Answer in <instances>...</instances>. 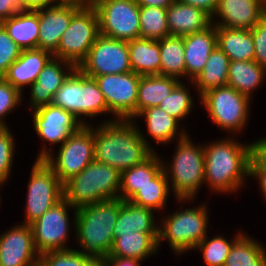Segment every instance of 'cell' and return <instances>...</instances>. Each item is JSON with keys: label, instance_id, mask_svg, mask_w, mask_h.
<instances>
[{"label": "cell", "instance_id": "obj_1", "mask_svg": "<svg viewBox=\"0 0 266 266\" xmlns=\"http://www.w3.org/2000/svg\"><path fill=\"white\" fill-rule=\"evenodd\" d=\"M135 124L113 119L94 128V160L122 172L148 159L155 149Z\"/></svg>", "mask_w": 266, "mask_h": 266}, {"label": "cell", "instance_id": "obj_2", "mask_svg": "<svg viewBox=\"0 0 266 266\" xmlns=\"http://www.w3.org/2000/svg\"><path fill=\"white\" fill-rule=\"evenodd\" d=\"M224 138L204 144L205 182L218 193L237 192L250 174V144Z\"/></svg>", "mask_w": 266, "mask_h": 266}, {"label": "cell", "instance_id": "obj_3", "mask_svg": "<svg viewBox=\"0 0 266 266\" xmlns=\"http://www.w3.org/2000/svg\"><path fill=\"white\" fill-rule=\"evenodd\" d=\"M122 199H111L74 210V226L80 251L99 261L109 255L114 242V226ZM82 250V251H81Z\"/></svg>", "mask_w": 266, "mask_h": 266}, {"label": "cell", "instance_id": "obj_4", "mask_svg": "<svg viewBox=\"0 0 266 266\" xmlns=\"http://www.w3.org/2000/svg\"><path fill=\"white\" fill-rule=\"evenodd\" d=\"M120 177L121 172L117 169L94 160L63 184L64 198L76 209L117 199Z\"/></svg>", "mask_w": 266, "mask_h": 266}, {"label": "cell", "instance_id": "obj_5", "mask_svg": "<svg viewBox=\"0 0 266 266\" xmlns=\"http://www.w3.org/2000/svg\"><path fill=\"white\" fill-rule=\"evenodd\" d=\"M177 141L172 164L162 162L163 170L167 178L171 177L168 182L169 185L172 183L170 188L172 186L176 200L188 202L197 196L200 187L205 184L204 147L201 144L194 145L188 133Z\"/></svg>", "mask_w": 266, "mask_h": 266}, {"label": "cell", "instance_id": "obj_6", "mask_svg": "<svg viewBox=\"0 0 266 266\" xmlns=\"http://www.w3.org/2000/svg\"><path fill=\"white\" fill-rule=\"evenodd\" d=\"M52 104L72 113L83 125H87L88 116L92 118L110 112L95 78L84 75L78 68L56 91ZM82 116L86 118L82 120Z\"/></svg>", "mask_w": 266, "mask_h": 266}, {"label": "cell", "instance_id": "obj_7", "mask_svg": "<svg viewBox=\"0 0 266 266\" xmlns=\"http://www.w3.org/2000/svg\"><path fill=\"white\" fill-rule=\"evenodd\" d=\"M44 145L36 160H43L64 184L94 161V127L82 125L61 144L55 157Z\"/></svg>", "mask_w": 266, "mask_h": 266}, {"label": "cell", "instance_id": "obj_8", "mask_svg": "<svg viewBox=\"0 0 266 266\" xmlns=\"http://www.w3.org/2000/svg\"><path fill=\"white\" fill-rule=\"evenodd\" d=\"M208 205L202 204L197 208L178 210L172 215L163 218L159 226L158 249L164 239L169 242L170 248L181 255L205 238L208 229Z\"/></svg>", "mask_w": 266, "mask_h": 266}, {"label": "cell", "instance_id": "obj_9", "mask_svg": "<svg viewBox=\"0 0 266 266\" xmlns=\"http://www.w3.org/2000/svg\"><path fill=\"white\" fill-rule=\"evenodd\" d=\"M199 98V102L208 111L210 120L221 129L229 133H239L246 126L251 99L234 88L229 86L212 88Z\"/></svg>", "mask_w": 266, "mask_h": 266}, {"label": "cell", "instance_id": "obj_10", "mask_svg": "<svg viewBox=\"0 0 266 266\" xmlns=\"http://www.w3.org/2000/svg\"><path fill=\"white\" fill-rule=\"evenodd\" d=\"M99 18L94 7L80 9L62 34L54 58L70 62L76 68L86 59L99 35Z\"/></svg>", "mask_w": 266, "mask_h": 266}, {"label": "cell", "instance_id": "obj_11", "mask_svg": "<svg viewBox=\"0 0 266 266\" xmlns=\"http://www.w3.org/2000/svg\"><path fill=\"white\" fill-rule=\"evenodd\" d=\"M27 186L24 224L30 225L47 210L64 198L63 183L43 161L36 160L32 166Z\"/></svg>", "mask_w": 266, "mask_h": 266}, {"label": "cell", "instance_id": "obj_12", "mask_svg": "<svg viewBox=\"0 0 266 266\" xmlns=\"http://www.w3.org/2000/svg\"><path fill=\"white\" fill-rule=\"evenodd\" d=\"M94 8L101 35L124 41L140 38V6L136 0H105Z\"/></svg>", "mask_w": 266, "mask_h": 266}, {"label": "cell", "instance_id": "obj_13", "mask_svg": "<svg viewBox=\"0 0 266 266\" xmlns=\"http://www.w3.org/2000/svg\"><path fill=\"white\" fill-rule=\"evenodd\" d=\"M78 69L92 78L131 72L128 41L99 34Z\"/></svg>", "mask_w": 266, "mask_h": 266}, {"label": "cell", "instance_id": "obj_14", "mask_svg": "<svg viewBox=\"0 0 266 266\" xmlns=\"http://www.w3.org/2000/svg\"><path fill=\"white\" fill-rule=\"evenodd\" d=\"M76 210L63 198L47 210L40 218L30 224L33 231L34 245L41 255L51 251H64L67 248L66 240L69 239V208Z\"/></svg>", "mask_w": 266, "mask_h": 266}, {"label": "cell", "instance_id": "obj_15", "mask_svg": "<svg viewBox=\"0 0 266 266\" xmlns=\"http://www.w3.org/2000/svg\"><path fill=\"white\" fill-rule=\"evenodd\" d=\"M140 76L131 71L95 77L108 109L116 116V120H135Z\"/></svg>", "mask_w": 266, "mask_h": 266}, {"label": "cell", "instance_id": "obj_16", "mask_svg": "<svg viewBox=\"0 0 266 266\" xmlns=\"http://www.w3.org/2000/svg\"><path fill=\"white\" fill-rule=\"evenodd\" d=\"M33 125L36 134L53 145L63 144L83 124L70 112L53 104L33 110Z\"/></svg>", "mask_w": 266, "mask_h": 266}, {"label": "cell", "instance_id": "obj_17", "mask_svg": "<svg viewBox=\"0 0 266 266\" xmlns=\"http://www.w3.org/2000/svg\"><path fill=\"white\" fill-rule=\"evenodd\" d=\"M39 257L30 225L20 223L0 234V266H38Z\"/></svg>", "mask_w": 266, "mask_h": 266}, {"label": "cell", "instance_id": "obj_18", "mask_svg": "<svg viewBox=\"0 0 266 266\" xmlns=\"http://www.w3.org/2000/svg\"><path fill=\"white\" fill-rule=\"evenodd\" d=\"M265 14L264 0H219L212 23L215 26L250 30ZM215 16L221 20L215 19Z\"/></svg>", "mask_w": 266, "mask_h": 266}, {"label": "cell", "instance_id": "obj_19", "mask_svg": "<svg viewBox=\"0 0 266 266\" xmlns=\"http://www.w3.org/2000/svg\"><path fill=\"white\" fill-rule=\"evenodd\" d=\"M73 6L51 5L36 9L39 18L38 49L54 53L72 17L79 11Z\"/></svg>", "mask_w": 266, "mask_h": 266}, {"label": "cell", "instance_id": "obj_20", "mask_svg": "<svg viewBox=\"0 0 266 266\" xmlns=\"http://www.w3.org/2000/svg\"><path fill=\"white\" fill-rule=\"evenodd\" d=\"M75 68L70 62L53 57L30 86V108L35 110L38 107L52 104L54 94Z\"/></svg>", "mask_w": 266, "mask_h": 266}, {"label": "cell", "instance_id": "obj_21", "mask_svg": "<svg viewBox=\"0 0 266 266\" xmlns=\"http://www.w3.org/2000/svg\"><path fill=\"white\" fill-rule=\"evenodd\" d=\"M185 52V77L193 81L203 70L211 52L217 46L216 26L183 36Z\"/></svg>", "mask_w": 266, "mask_h": 266}, {"label": "cell", "instance_id": "obj_22", "mask_svg": "<svg viewBox=\"0 0 266 266\" xmlns=\"http://www.w3.org/2000/svg\"><path fill=\"white\" fill-rule=\"evenodd\" d=\"M53 58V54L42 49L22 50L21 55L8 68L3 78L21 94L25 85L33 84L41 70Z\"/></svg>", "mask_w": 266, "mask_h": 266}, {"label": "cell", "instance_id": "obj_23", "mask_svg": "<svg viewBox=\"0 0 266 266\" xmlns=\"http://www.w3.org/2000/svg\"><path fill=\"white\" fill-rule=\"evenodd\" d=\"M167 26L171 36H185L201 32L212 23V16L201 8L175 0L166 8Z\"/></svg>", "mask_w": 266, "mask_h": 266}, {"label": "cell", "instance_id": "obj_24", "mask_svg": "<svg viewBox=\"0 0 266 266\" xmlns=\"http://www.w3.org/2000/svg\"><path fill=\"white\" fill-rule=\"evenodd\" d=\"M153 214L154 210L148 207H139L123 200L114 226V239L121 234L134 233V231L159 233V224L156 223Z\"/></svg>", "mask_w": 266, "mask_h": 266}, {"label": "cell", "instance_id": "obj_25", "mask_svg": "<svg viewBox=\"0 0 266 266\" xmlns=\"http://www.w3.org/2000/svg\"><path fill=\"white\" fill-rule=\"evenodd\" d=\"M156 153L144 162L121 172L118 198L129 201L140 188L149 184L163 170V159Z\"/></svg>", "mask_w": 266, "mask_h": 266}, {"label": "cell", "instance_id": "obj_26", "mask_svg": "<svg viewBox=\"0 0 266 266\" xmlns=\"http://www.w3.org/2000/svg\"><path fill=\"white\" fill-rule=\"evenodd\" d=\"M159 233L135 232L121 234L114 239L108 256L135 258L144 261L145 258L158 252Z\"/></svg>", "mask_w": 266, "mask_h": 266}, {"label": "cell", "instance_id": "obj_27", "mask_svg": "<svg viewBox=\"0 0 266 266\" xmlns=\"http://www.w3.org/2000/svg\"><path fill=\"white\" fill-rule=\"evenodd\" d=\"M0 24L22 50L38 48L39 18L36 10H22Z\"/></svg>", "mask_w": 266, "mask_h": 266}, {"label": "cell", "instance_id": "obj_28", "mask_svg": "<svg viewBox=\"0 0 266 266\" xmlns=\"http://www.w3.org/2000/svg\"><path fill=\"white\" fill-rule=\"evenodd\" d=\"M217 47L230 61H254L252 32L247 29H232L216 26Z\"/></svg>", "mask_w": 266, "mask_h": 266}, {"label": "cell", "instance_id": "obj_29", "mask_svg": "<svg viewBox=\"0 0 266 266\" xmlns=\"http://www.w3.org/2000/svg\"><path fill=\"white\" fill-rule=\"evenodd\" d=\"M132 71L138 75H160V43L158 40L137 38L128 41Z\"/></svg>", "mask_w": 266, "mask_h": 266}, {"label": "cell", "instance_id": "obj_30", "mask_svg": "<svg viewBox=\"0 0 266 266\" xmlns=\"http://www.w3.org/2000/svg\"><path fill=\"white\" fill-rule=\"evenodd\" d=\"M181 82L178 78L162 75L140 76L138 96L136 101V115L141 111L159 106L173 89Z\"/></svg>", "mask_w": 266, "mask_h": 266}, {"label": "cell", "instance_id": "obj_31", "mask_svg": "<svg viewBox=\"0 0 266 266\" xmlns=\"http://www.w3.org/2000/svg\"><path fill=\"white\" fill-rule=\"evenodd\" d=\"M229 57L217 46L211 52L203 70L190 81L198 88L199 97L207 90L227 86L229 74Z\"/></svg>", "mask_w": 266, "mask_h": 266}, {"label": "cell", "instance_id": "obj_32", "mask_svg": "<svg viewBox=\"0 0 266 266\" xmlns=\"http://www.w3.org/2000/svg\"><path fill=\"white\" fill-rule=\"evenodd\" d=\"M137 117H145L148 134L158 144H167L174 141L175 136L181 139L187 134L184 129L178 133L179 122L159 106L147 108L138 113L135 119Z\"/></svg>", "mask_w": 266, "mask_h": 266}, {"label": "cell", "instance_id": "obj_33", "mask_svg": "<svg viewBox=\"0 0 266 266\" xmlns=\"http://www.w3.org/2000/svg\"><path fill=\"white\" fill-rule=\"evenodd\" d=\"M266 69L256 61H230L227 86L251 99L253 90L262 83Z\"/></svg>", "mask_w": 266, "mask_h": 266}, {"label": "cell", "instance_id": "obj_34", "mask_svg": "<svg viewBox=\"0 0 266 266\" xmlns=\"http://www.w3.org/2000/svg\"><path fill=\"white\" fill-rule=\"evenodd\" d=\"M160 43V75L182 79L185 76L183 36H167Z\"/></svg>", "mask_w": 266, "mask_h": 266}, {"label": "cell", "instance_id": "obj_35", "mask_svg": "<svg viewBox=\"0 0 266 266\" xmlns=\"http://www.w3.org/2000/svg\"><path fill=\"white\" fill-rule=\"evenodd\" d=\"M262 246L242 234L233 244L224 266H266V251Z\"/></svg>", "mask_w": 266, "mask_h": 266}, {"label": "cell", "instance_id": "obj_36", "mask_svg": "<svg viewBox=\"0 0 266 266\" xmlns=\"http://www.w3.org/2000/svg\"><path fill=\"white\" fill-rule=\"evenodd\" d=\"M170 189L168 178L162 170L149 184L140 188L129 202L139 207L160 211L166 206Z\"/></svg>", "mask_w": 266, "mask_h": 266}, {"label": "cell", "instance_id": "obj_37", "mask_svg": "<svg viewBox=\"0 0 266 266\" xmlns=\"http://www.w3.org/2000/svg\"><path fill=\"white\" fill-rule=\"evenodd\" d=\"M140 38L160 40L170 36L166 8L140 6Z\"/></svg>", "mask_w": 266, "mask_h": 266}, {"label": "cell", "instance_id": "obj_38", "mask_svg": "<svg viewBox=\"0 0 266 266\" xmlns=\"http://www.w3.org/2000/svg\"><path fill=\"white\" fill-rule=\"evenodd\" d=\"M242 234V231L236 234L235 239H232L233 241H228L220 235L211 239L207 235L194 249L202 252L204 262L207 266H224L233 244Z\"/></svg>", "mask_w": 266, "mask_h": 266}, {"label": "cell", "instance_id": "obj_39", "mask_svg": "<svg viewBox=\"0 0 266 266\" xmlns=\"http://www.w3.org/2000/svg\"><path fill=\"white\" fill-rule=\"evenodd\" d=\"M185 84L180 82L173 91L164 98L159 107L178 122L184 119L192 111L194 99L190 96Z\"/></svg>", "mask_w": 266, "mask_h": 266}, {"label": "cell", "instance_id": "obj_40", "mask_svg": "<svg viewBox=\"0 0 266 266\" xmlns=\"http://www.w3.org/2000/svg\"><path fill=\"white\" fill-rule=\"evenodd\" d=\"M38 266H97V261L77 249H69L41 254Z\"/></svg>", "mask_w": 266, "mask_h": 266}, {"label": "cell", "instance_id": "obj_41", "mask_svg": "<svg viewBox=\"0 0 266 266\" xmlns=\"http://www.w3.org/2000/svg\"><path fill=\"white\" fill-rule=\"evenodd\" d=\"M14 138L8 127L0 128V186L10 176L14 158Z\"/></svg>", "mask_w": 266, "mask_h": 266}, {"label": "cell", "instance_id": "obj_42", "mask_svg": "<svg viewBox=\"0 0 266 266\" xmlns=\"http://www.w3.org/2000/svg\"><path fill=\"white\" fill-rule=\"evenodd\" d=\"M22 49L8 35L0 24V77L8 71L9 66L19 58Z\"/></svg>", "mask_w": 266, "mask_h": 266}, {"label": "cell", "instance_id": "obj_43", "mask_svg": "<svg viewBox=\"0 0 266 266\" xmlns=\"http://www.w3.org/2000/svg\"><path fill=\"white\" fill-rule=\"evenodd\" d=\"M21 100L22 94L3 77H0V128L7 127L4 117L17 108Z\"/></svg>", "mask_w": 266, "mask_h": 266}, {"label": "cell", "instance_id": "obj_44", "mask_svg": "<svg viewBox=\"0 0 266 266\" xmlns=\"http://www.w3.org/2000/svg\"><path fill=\"white\" fill-rule=\"evenodd\" d=\"M250 31L255 50L254 61L266 69V14Z\"/></svg>", "mask_w": 266, "mask_h": 266}, {"label": "cell", "instance_id": "obj_45", "mask_svg": "<svg viewBox=\"0 0 266 266\" xmlns=\"http://www.w3.org/2000/svg\"><path fill=\"white\" fill-rule=\"evenodd\" d=\"M250 171H266V137L250 144Z\"/></svg>", "mask_w": 266, "mask_h": 266}, {"label": "cell", "instance_id": "obj_46", "mask_svg": "<svg viewBox=\"0 0 266 266\" xmlns=\"http://www.w3.org/2000/svg\"><path fill=\"white\" fill-rule=\"evenodd\" d=\"M22 10L21 0H0V23Z\"/></svg>", "mask_w": 266, "mask_h": 266}, {"label": "cell", "instance_id": "obj_47", "mask_svg": "<svg viewBox=\"0 0 266 266\" xmlns=\"http://www.w3.org/2000/svg\"><path fill=\"white\" fill-rule=\"evenodd\" d=\"M141 260L135 258H121L107 256L97 261V266H141Z\"/></svg>", "mask_w": 266, "mask_h": 266}, {"label": "cell", "instance_id": "obj_48", "mask_svg": "<svg viewBox=\"0 0 266 266\" xmlns=\"http://www.w3.org/2000/svg\"><path fill=\"white\" fill-rule=\"evenodd\" d=\"M183 4H188L195 6L197 8H201L208 12L211 16L214 14L219 0H177Z\"/></svg>", "mask_w": 266, "mask_h": 266}, {"label": "cell", "instance_id": "obj_49", "mask_svg": "<svg viewBox=\"0 0 266 266\" xmlns=\"http://www.w3.org/2000/svg\"><path fill=\"white\" fill-rule=\"evenodd\" d=\"M23 10H36L54 5V0H21Z\"/></svg>", "mask_w": 266, "mask_h": 266}, {"label": "cell", "instance_id": "obj_50", "mask_svg": "<svg viewBox=\"0 0 266 266\" xmlns=\"http://www.w3.org/2000/svg\"><path fill=\"white\" fill-rule=\"evenodd\" d=\"M54 5L73 6L79 9L92 8V0H54Z\"/></svg>", "mask_w": 266, "mask_h": 266}, {"label": "cell", "instance_id": "obj_51", "mask_svg": "<svg viewBox=\"0 0 266 266\" xmlns=\"http://www.w3.org/2000/svg\"><path fill=\"white\" fill-rule=\"evenodd\" d=\"M139 6L167 8L175 0H136Z\"/></svg>", "mask_w": 266, "mask_h": 266}, {"label": "cell", "instance_id": "obj_52", "mask_svg": "<svg viewBox=\"0 0 266 266\" xmlns=\"http://www.w3.org/2000/svg\"><path fill=\"white\" fill-rule=\"evenodd\" d=\"M251 178L255 177L257 178V181H259L261 193L264 196L266 200V171H250L249 177Z\"/></svg>", "mask_w": 266, "mask_h": 266}, {"label": "cell", "instance_id": "obj_53", "mask_svg": "<svg viewBox=\"0 0 266 266\" xmlns=\"http://www.w3.org/2000/svg\"><path fill=\"white\" fill-rule=\"evenodd\" d=\"M102 1L105 0H92V7H95L97 4L101 3Z\"/></svg>", "mask_w": 266, "mask_h": 266}, {"label": "cell", "instance_id": "obj_54", "mask_svg": "<svg viewBox=\"0 0 266 266\" xmlns=\"http://www.w3.org/2000/svg\"><path fill=\"white\" fill-rule=\"evenodd\" d=\"M264 8H265V12H266V0H264Z\"/></svg>", "mask_w": 266, "mask_h": 266}]
</instances>
